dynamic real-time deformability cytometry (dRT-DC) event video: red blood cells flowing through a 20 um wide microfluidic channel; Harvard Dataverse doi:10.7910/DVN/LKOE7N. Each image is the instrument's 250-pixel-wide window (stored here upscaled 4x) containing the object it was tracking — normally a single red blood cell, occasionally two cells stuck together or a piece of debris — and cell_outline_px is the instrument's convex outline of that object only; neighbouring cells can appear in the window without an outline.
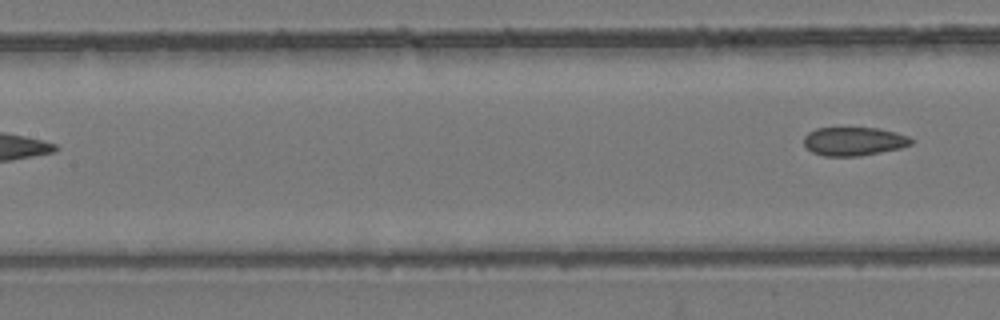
{"species": "common noctule bat (a hibernating species)", "species_latin": "Nyctalus noctula", "temperature_condition": "room temperature", "stored_images_in_passage": 6, "segment_of_instrument_passage": [2, 2], "camera_frame_rate_fps": 3000, "um_per_image_px": 0.085, "animal": {"sex": "female", "body_mass_g": 24.6, "forearm_length_mm": 56.2}, "frame": {"image": 1, "passage_image": 6, "time_ms": 1.667, "image_size_px": [1000, 320], "cell_outline_px": [[916, 140], [912, 144], [900, 148], [860, 156], [824, 156], [812, 152], [804, 144], [804, 136], [808, 132], [816, 128], [880, 128], [896, 132], [908, 136]], "centroid_in_image_um": [72.6, 12.01], "position_along_channel_um": 134.8, "area_um2": 17.98}}